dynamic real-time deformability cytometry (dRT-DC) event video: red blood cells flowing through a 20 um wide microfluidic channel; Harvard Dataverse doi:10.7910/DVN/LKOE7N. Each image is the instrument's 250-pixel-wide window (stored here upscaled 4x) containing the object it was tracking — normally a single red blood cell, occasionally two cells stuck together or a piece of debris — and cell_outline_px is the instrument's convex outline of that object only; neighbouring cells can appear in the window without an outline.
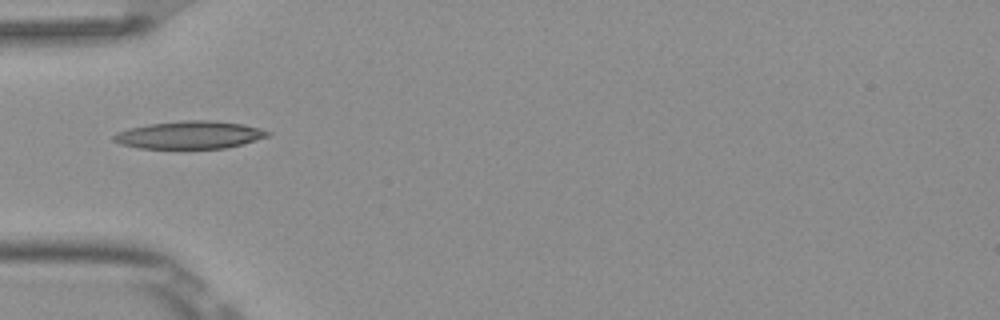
{"species": "Egyptian fruit bat (a non-hibernating species)", "species_latin": "Rousettus aegyptiacus", "temperature_condition": "room temperature", "stored_images_in_passage": 6, "camera_frame_rate_fps": 3000, "um_per_image_px": 0.085, "frame": {"image": 1, "passage_image": 5, "time_ms": 1.333, "image_size_px": [1000, 320], "cell_outline_px": [[272, 132], [268, 136], [256, 140], [228, 148], [140, 148], [120, 144], [112, 140], [112, 136], [116, 132], [128, 128], [148, 124], [184, 120], [212, 120], [244, 124], [260, 128]], "centroid_in_image_um": [16.11, 11.46], "position_along_channel_um": 68.9, "area_um2": 24.97}}
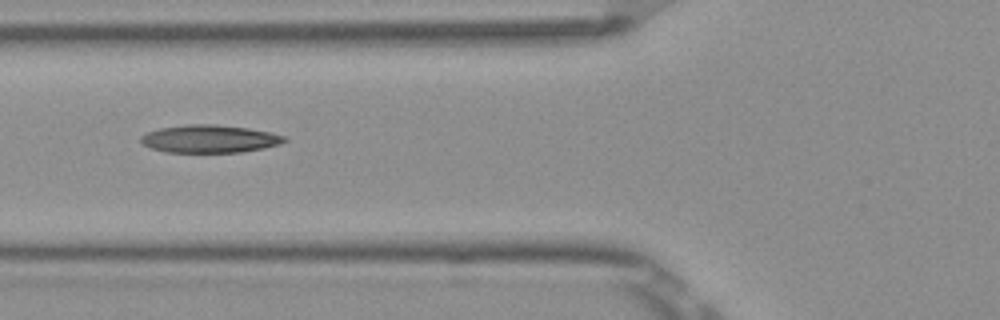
{"frame": {"image": 2, "passage_image": 6, "time_ms": 1.667, "image_size_px": [1000, 320], "cell_outline_px": [[288, 140], [280, 144], [264, 148], [240, 152], [164, 152], [152, 148], [144, 144], [140, 140], [140, 136], [148, 132], [160, 128], [184, 124], [216, 124], [248, 128], [272, 132], [284, 136]], "centroid_in_image_um": [17.83, 11.79], "position_along_channel_um": 108.0, "area_um2": 23.29}}